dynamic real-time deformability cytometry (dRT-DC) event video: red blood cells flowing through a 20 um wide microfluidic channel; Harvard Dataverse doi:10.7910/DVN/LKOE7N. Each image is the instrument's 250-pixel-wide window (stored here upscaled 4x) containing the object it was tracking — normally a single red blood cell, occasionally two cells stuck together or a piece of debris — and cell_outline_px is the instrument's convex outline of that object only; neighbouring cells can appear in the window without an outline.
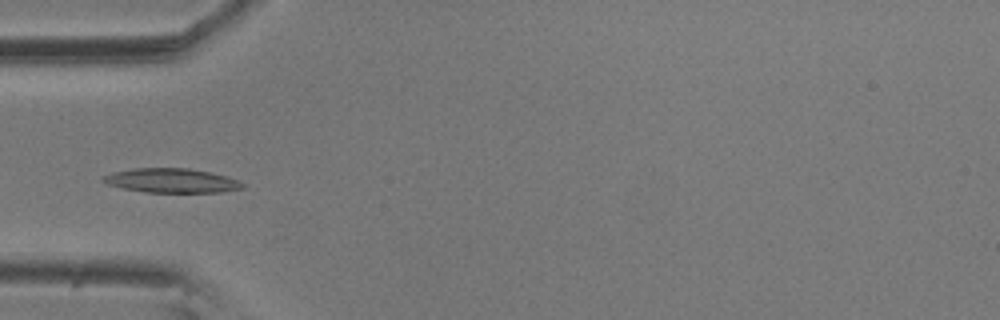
{"species": "common noctule bat (a hibernating species)", "species_latin": "Nyctalus noctula", "temperature_condition": "room temperature", "stored_images_in_passage": 8, "camera_frame_rate_fps": 3000, "um_per_image_px": 0.085, "animal": {"sex": "male", "body_mass_g": 20.5, "forearm_length_mm": 52.5}, "frame": {"image": 1, "passage_image": 6, "time_ms": 1.667, "image_size_px": [1000, 320], "cell_outline_px": [[244, 188], [220, 192], [144, 192], [124, 188], [108, 184], [100, 180], [104, 176], [112, 172], [132, 168], [188, 168], [208, 172], [224, 176], [236, 180], [244, 184]], "centroid_in_image_um": [14.54, 15.35], "position_along_channel_um": 70.5, "area_um2": 19.48}}
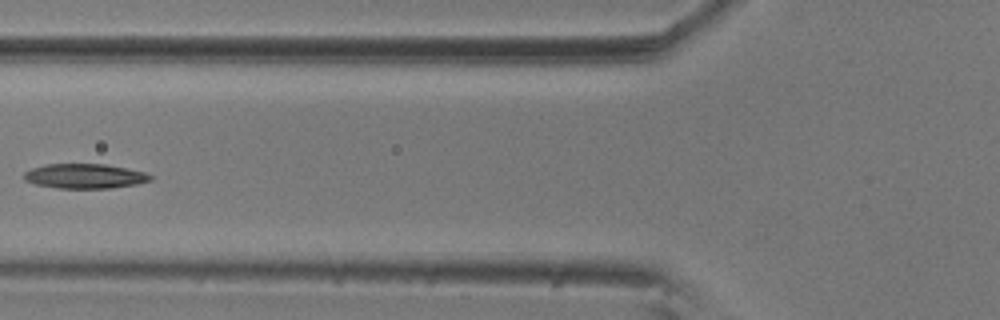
{"frame": {"image": 2, "passage_image": 7, "time_ms": 2.0, "image_size_px": [1000, 320], "cell_outline_px": [[152, 180], [136, 184], [112, 188], [56, 188], [36, 184], [24, 180], [24, 172], [32, 168], [44, 164], [104, 164], [128, 168], [144, 172], [152, 176]], "centroid_in_image_um": [7.2, 14.97], "position_along_channel_um": 118.6, "area_um2": 18.21}}
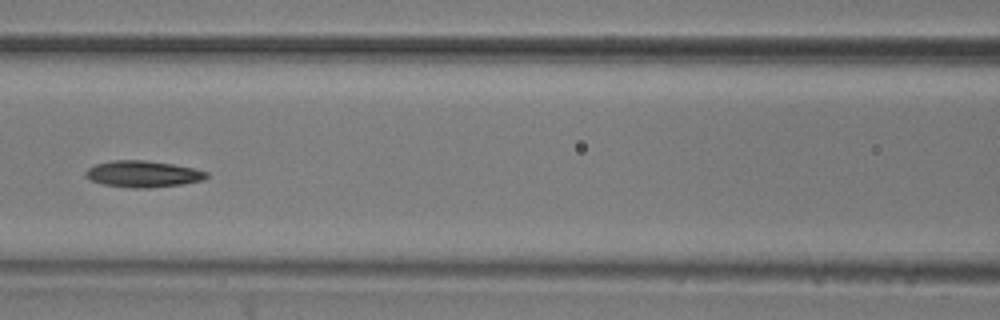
{"frame": {"image": 3, "passage_image": 8, "time_ms": 2.333, "image_size_px": [1000, 320], "cell_outline_px": [[208, 176], [204, 180], [180, 184], [148, 188], [136, 188], [104, 184], [92, 180], [84, 176], [84, 172], [88, 168], [96, 164], [112, 160], [144, 160], [172, 164], [192, 168], [208, 172]], "centroid_in_image_um": [12.14, 14.78], "position_along_channel_um": 154.5, "area_um2": 18.44}}